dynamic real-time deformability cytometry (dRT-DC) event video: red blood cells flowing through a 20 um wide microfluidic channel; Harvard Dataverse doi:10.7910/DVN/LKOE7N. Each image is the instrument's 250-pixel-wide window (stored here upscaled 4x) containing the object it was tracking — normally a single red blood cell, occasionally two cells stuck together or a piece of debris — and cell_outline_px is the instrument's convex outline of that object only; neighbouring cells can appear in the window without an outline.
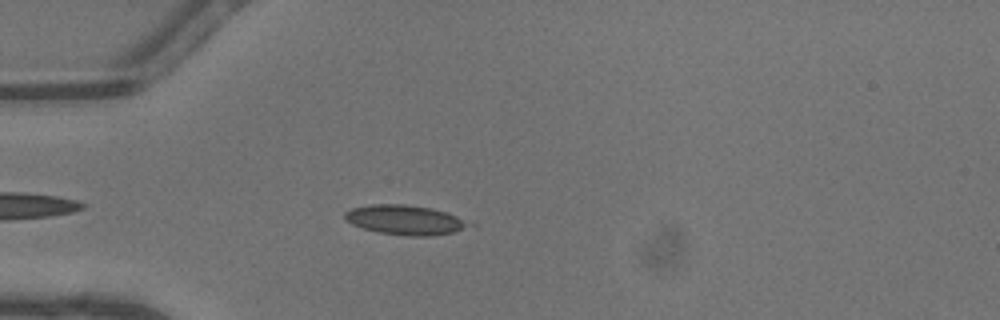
{"species": "common noctule bat (a hibernating species)", "species_latin": "Nyctalus noctula", "temperature_condition": "warm", "stored_images_in_passage": 14, "camera_frame_rate_fps": 3000, "um_per_image_px": 0.085, "animal": {"sex": "male", "body_mass_g": 13.3}, "frame": {"image": 1, "passage_image": 5, "time_ms": 1.333, "image_size_px": [1000, 320], "cell_outline_px": [[476, 224], [452, 232], [428, 236], [408, 236], [380, 232], [364, 228], [352, 224], [344, 216], [344, 212], [352, 208], [372, 204], [404, 204], [432, 208], [472, 220]], "centroid_in_image_um": [34.51, 18.68], "position_along_channel_um": 50.5, "area_um2": 21.44}}
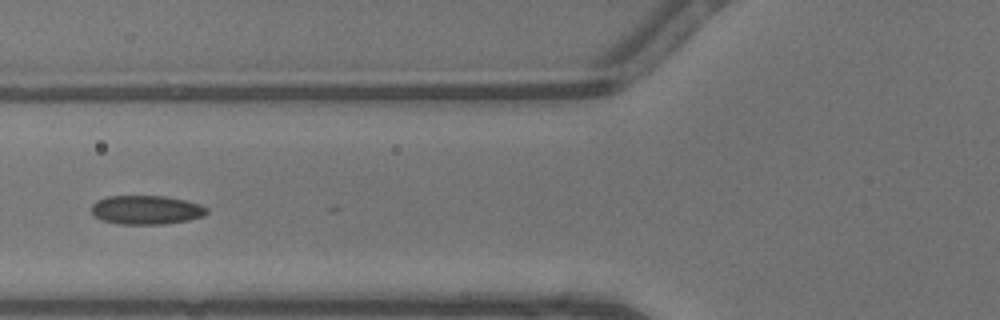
{"frame": {"image": 2, "passage_image": 10, "time_ms": 3.0, "image_size_px": [1000, 320], "cell_outline_px": [[208, 212], [204, 216], [188, 220], [164, 224], [120, 224], [100, 220], [92, 212], [92, 204], [96, 200], [108, 196], [164, 196], [184, 200], [200, 204], [208, 208]], "centroid_in_image_um": [12.44, 17.84], "position_along_channel_um": 113.4, "area_um2": 19.48}}
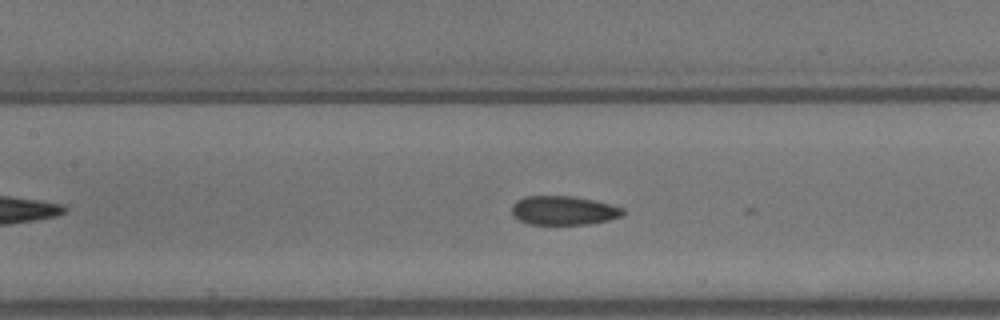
{"frame": {"image": 3, "passage_image": 13, "time_ms": 4.0, "image_size_px": [1000, 320], "cell_outline_px": [[624, 212], [620, 216], [608, 220], [588, 224], [528, 224], [512, 216], [512, 204], [516, 200], [524, 196], [572, 196], [592, 200], [624, 208]], "centroid_in_image_um": [47.85, 17.89], "position_along_channel_um": 159.6, "area_um2": 18.67}}